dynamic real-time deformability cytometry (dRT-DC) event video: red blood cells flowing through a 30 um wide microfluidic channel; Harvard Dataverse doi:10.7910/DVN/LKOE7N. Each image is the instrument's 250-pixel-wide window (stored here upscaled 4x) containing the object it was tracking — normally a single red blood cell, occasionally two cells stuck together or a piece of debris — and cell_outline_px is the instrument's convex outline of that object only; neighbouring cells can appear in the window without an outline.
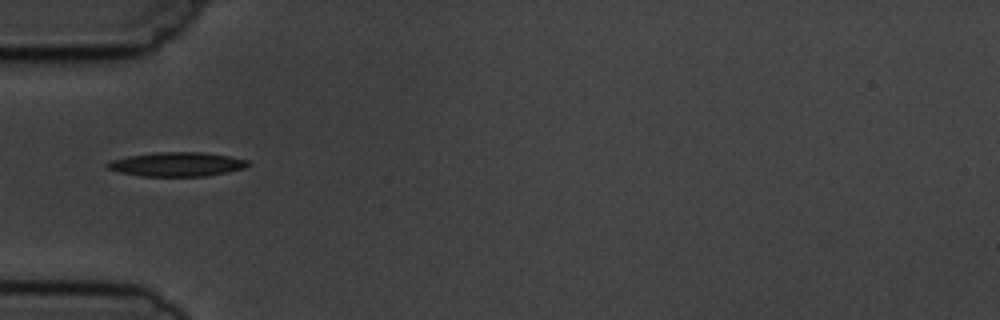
{"species": "common noctule bat (a hibernating species)", "species_latin": "Nyctalus noctula", "temperature_condition": "cold", "stored_images_in_passage": 8, "camera_frame_rate_fps": 3000, "um_per_image_px": 0.085, "animal": {"sex": "male", "body_mass_g": 19.5, "forearm_length_mm": 54.6}, "frame": {"image": 1, "passage_image": 5, "time_ms": 5.333, "image_size_px": [1000, 320], "cell_outline_px": [[248, 164], [244, 168], [228, 172], [208, 176], [140, 176], [120, 172], [108, 168], [104, 164], [112, 160], [128, 156], [156, 152], [204, 152], [228, 156], [248, 160]], "centroid_in_image_um": [15.03, 13.96], "position_along_channel_um": 70.0, "area_um2": 19.71}}
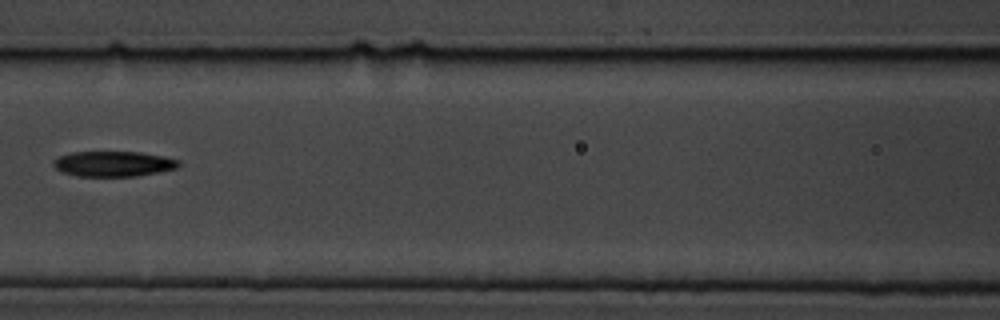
{"frame": {"image": 2, "passage_image": 7, "time_ms": 7.667, "image_size_px": [1000, 320], "cell_outline_px": [[180, 164], [176, 168], [136, 176], [76, 176], [60, 172], [52, 164], [52, 160], [60, 156], [72, 152], [140, 152], [164, 156], [180, 160]], "centroid_in_image_um": [9.61, 13.92], "position_along_channel_um": 157.0, "area_um2": 18.5}}
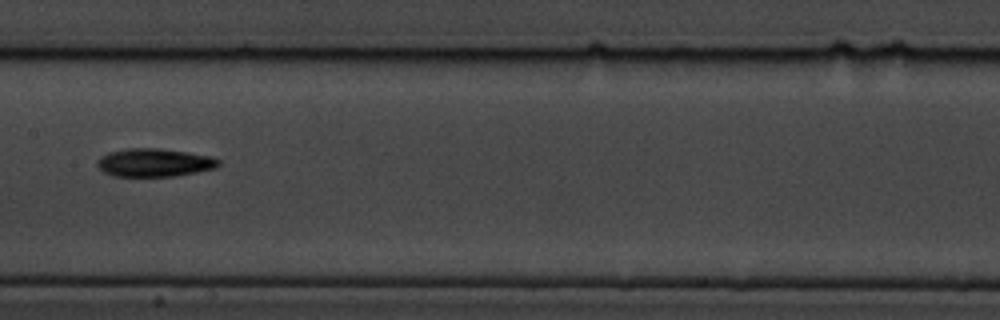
{"frame": {"image": 3, "passage_image": 8, "time_ms": 8.667, "image_size_px": [1000, 320], "cell_outline_px": [[220, 164], [216, 168], [176, 176], [112, 176], [104, 172], [96, 164], [96, 160], [100, 156], [108, 152], [128, 148], [160, 148], [188, 152], [212, 156], [220, 160]], "centroid_in_image_um": [13.12, 13.81], "position_along_channel_um": 194.3, "area_um2": 20.11}}